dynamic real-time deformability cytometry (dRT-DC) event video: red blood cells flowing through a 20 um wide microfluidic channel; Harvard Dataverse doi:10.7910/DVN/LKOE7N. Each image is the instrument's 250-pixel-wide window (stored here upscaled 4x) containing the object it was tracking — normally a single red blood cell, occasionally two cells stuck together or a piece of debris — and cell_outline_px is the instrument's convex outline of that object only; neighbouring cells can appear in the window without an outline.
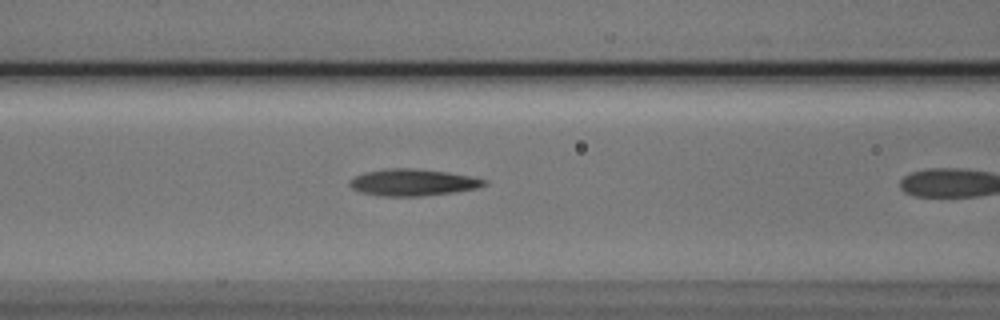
{"species": "Egyptian fruit bat (a non-hibernating species)", "species_latin": "Rousettus aegyptiacus", "temperature_condition": "cold", "stored_images_in_passage": 10, "camera_frame_rate_fps": 3000, "um_per_image_px": 0.085, "animal": {"sex": "male"}, "frame": {"image": 1, "passage_image": 9, "time_ms": 2.667, "image_size_px": [1000, 320], "cell_outline_px": [[488, 184], [476, 188], [456, 192], [420, 196], [380, 196], [360, 192], [352, 188], [348, 184], [356, 176], [364, 172], [384, 168], [412, 168], [444, 172], [472, 176], [488, 180]], "centroid_in_image_um": [35.1, 15.5], "position_along_channel_um": 131.5, "area_um2": 20.98}}